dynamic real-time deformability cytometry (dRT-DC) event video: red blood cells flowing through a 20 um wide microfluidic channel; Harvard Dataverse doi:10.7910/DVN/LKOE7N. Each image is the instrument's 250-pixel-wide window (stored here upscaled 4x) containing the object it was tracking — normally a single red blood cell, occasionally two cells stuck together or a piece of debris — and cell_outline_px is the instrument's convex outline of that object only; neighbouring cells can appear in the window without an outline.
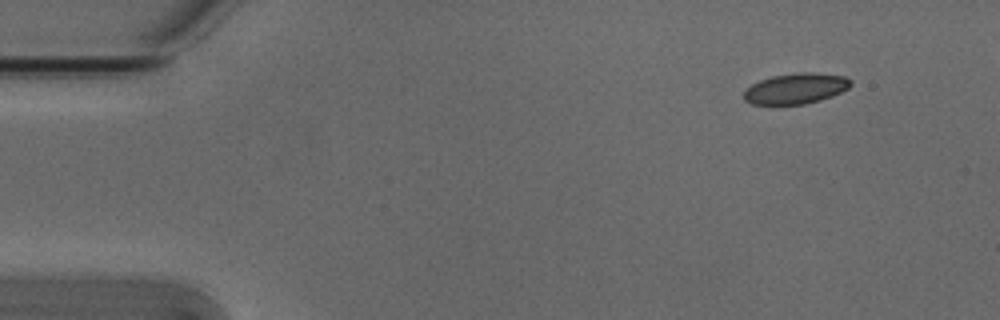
{"species": "Egyptian fruit bat (a non-hibernating species)", "species_latin": "Rousettus aegyptiacus", "temperature_condition": "cold", "stored_images_in_passage": 49, "camera_frame_rate_fps": 3000, "um_per_image_px": 0.085, "animal": {"sex": "male"}, "frame": {"image": 1, "passage_image": 1, "time_ms": 0.0, "image_size_px": [1000, 320], "cell_outline_px": [[852, 84], [848, 88], [832, 96], [820, 100], [804, 104], [752, 104], [744, 100], [744, 92], [752, 84], [760, 80], [772, 76], [796, 72], [816, 72], [844, 76], [852, 80]], "centroid_in_image_um": [67.66, 7.51], "position_along_channel_um": 17.3, "area_um2": 19.07}}
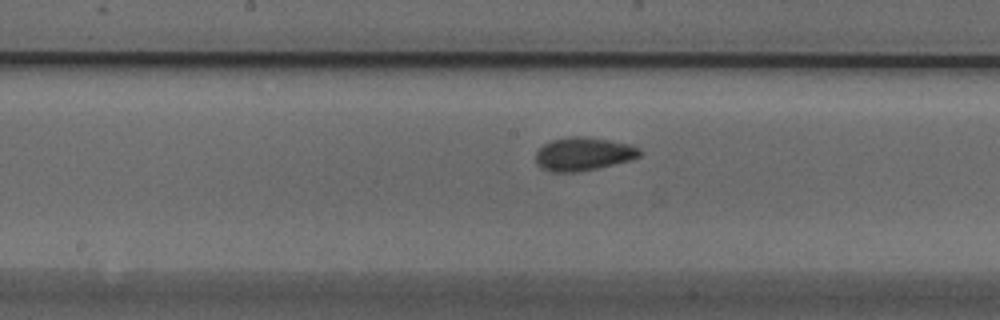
{"frame": {"image": 2, "passage_image": 23, "time_ms": 7.333, "image_size_px": [1000, 320], "cell_outline_px": [[644, 152], [640, 156], [632, 160], [596, 168], [576, 172], [552, 172], [536, 164], [536, 152], [544, 144], [552, 140], [572, 136], [584, 136], [608, 140], [628, 144], [640, 148]], "centroid_in_image_um": [49.61, 13.08], "position_along_channel_um": 198.6, "area_um2": 20.11}}
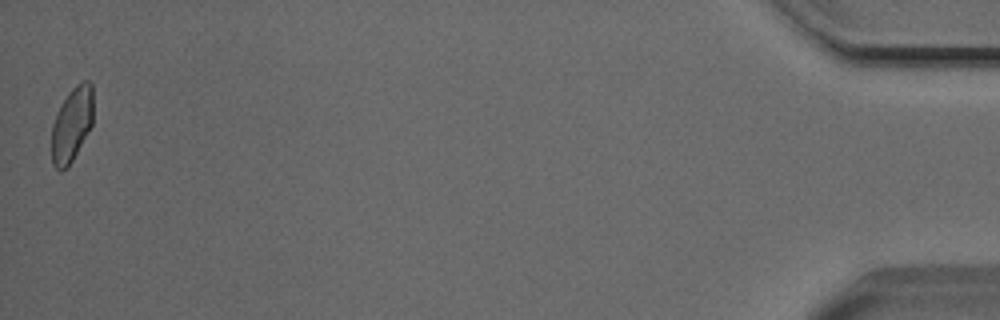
{"frame": {"image": 3, "passage_image": 49, "time_ms": 16.0, "image_size_px": [1000, 320], "cell_outline_px": [[92, 124], [72, 160], [60, 172], [52, 164], [52, 124], [60, 104], [68, 92], [76, 84], [84, 80], [88, 80], [92, 84]], "centroid_in_image_um": [6.09, 10.53], "position_along_channel_um": 429.1, "area_um2": 17.86}, "authors_computed_cell_mechanics": {"area_um2": 19.1896, "velocity_mm_per_s": 3.8076, "shape_relaxation_time_tau1_ms": 3.5072, "shape_relaxation_time_tau2_ms": 1.1053, "deformation_change_tau1": 0.0731, "deformation_change_tau2": 0.0487}}